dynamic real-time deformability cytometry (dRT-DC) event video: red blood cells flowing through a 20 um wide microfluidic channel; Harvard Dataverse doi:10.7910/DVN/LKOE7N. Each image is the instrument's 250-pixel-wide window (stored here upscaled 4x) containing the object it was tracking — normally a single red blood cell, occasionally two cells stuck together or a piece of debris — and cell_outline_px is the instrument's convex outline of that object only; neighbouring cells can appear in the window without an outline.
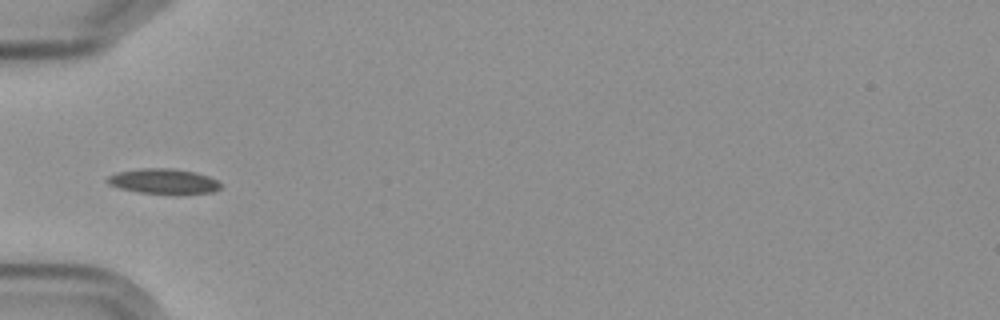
{"species": "Egyptian fruit bat (a non-hibernating species)", "species_latin": "Rousettus aegyptiacus", "temperature_condition": "cold", "stored_images_in_passage": 5, "segment_of_instrument_passage": [2, 2], "camera_frame_rate_fps": 3000, "um_per_image_px": 0.085, "frame": {"image": 1, "passage_image": 4, "time_ms": 3.667, "image_size_px": [1000, 320], "cell_outline_px": [[220, 188], [212, 192], [176, 196], [172, 196], [136, 192], [120, 188], [108, 184], [104, 180], [108, 176], [116, 172], [140, 168], [172, 168], [196, 172], [208, 176], [216, 180], [220, 184]], "centroid_in_image_um": [13.88, 15.44], "position_along_channel_um": 71.1, "area_um2": 17.28}}
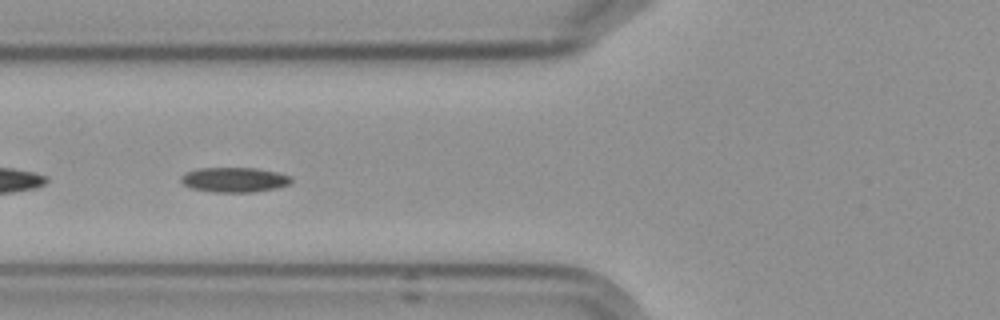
{"frame": {"image": 2, "passage_image": 5, "time_ms": 4.667, "image_size_px": [1000, 320], "cell_outline_px": [[292, 180], [288, 184], [276, 188], [252, 192], [212, 192], [192, 188], [184, 184], [180, 180], [184, 172], [200, 168], [256, 168], [276, 172], [288, 176]], "centroid_in_image_um": [19.88, 15.28], "position_along_channel_um": 105.9, "area_um2": 15.78}}